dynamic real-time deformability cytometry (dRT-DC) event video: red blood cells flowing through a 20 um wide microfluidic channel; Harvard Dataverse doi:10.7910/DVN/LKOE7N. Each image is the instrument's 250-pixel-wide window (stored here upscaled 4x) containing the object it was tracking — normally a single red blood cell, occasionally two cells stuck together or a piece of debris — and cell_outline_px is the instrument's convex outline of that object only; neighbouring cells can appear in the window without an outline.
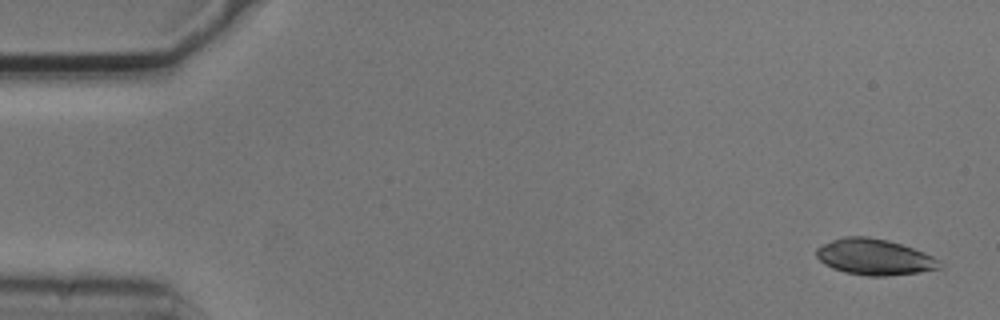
{"species": "common noctule bat (a hibernating species)", "species_latin": "Nyctalus noctula", "temperature_condition": "cold", "stored_images_in_passage": 5, "camera_frame_rate_fps": 3000, "um_per_image_px": 0.085, "animal": {"sex": "male", "body_mass_g": 20.5, "forearm_length_mm": 52.5}, "frame": {"image": 1, "passage_image": 1, "time_ms": 0.0, "image_size_px": [1000, 320], "cell_outline_px": [[940, 268], [920, 272], [884, 276], [868, 276], [844, 272], [832, 268], [824, 264], [816, 256], [816, 248], [832, 240], [844, 236], [868, 236], [888, 240], [924, 252], [940, 260]], "centroid_in_image_um": [74.3, 21.84], "position_along_channel_um": 10.7, "area_um2": 25.78}}
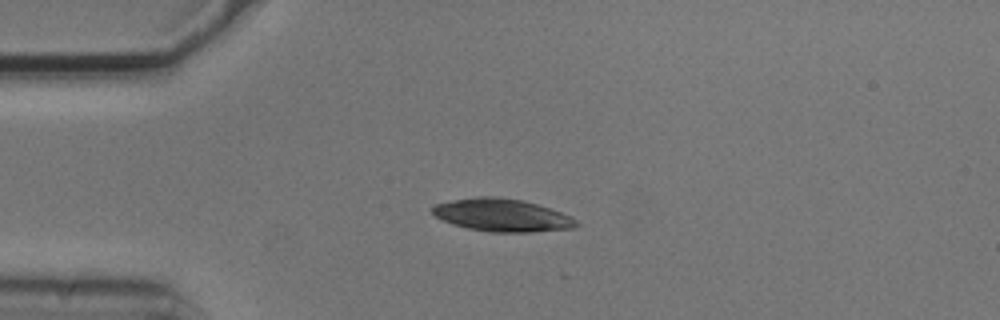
{"frame": {"image": 2, "passage_image": 4, "time_ms": 1.0, "image_size_px": [1000, 320], "cell_outline_px": [[580, 224], [576, 228], [532, 232], [488, 232], [468, 228], [452, 224], [436, 216], [432, 212], [432, 208], [436, 204], [476, 196], [496, 196], [520, 200], [536, 204], [572, 216]], "centroid_in_image_um": [42.72, 18.3], "position_along_channel_um": 42.3, "area_um2": 27.28}}